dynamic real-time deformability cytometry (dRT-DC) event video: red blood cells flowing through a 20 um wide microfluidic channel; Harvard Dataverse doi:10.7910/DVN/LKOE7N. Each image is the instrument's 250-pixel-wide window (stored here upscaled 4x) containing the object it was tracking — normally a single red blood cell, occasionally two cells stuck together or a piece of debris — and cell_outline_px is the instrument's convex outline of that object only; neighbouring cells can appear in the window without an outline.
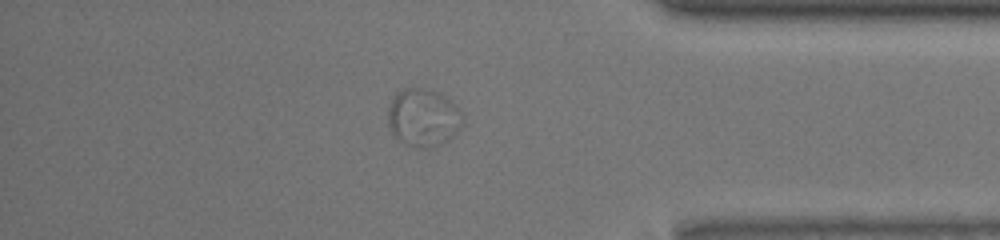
{"species": "common noctule bat (a hibernating species)", "species_latin": "Nyctalus noctula", "temperature_condition": "room temperature", "stored_images_in_passage": 53, "segment_of_instrument_passage": [2, 2], "camera_frame_rate_fps": 3000, "um_per_image_px": 0.085, "animal": {"sex": "male", "body_mass_g": 13.0, "forearm_length_mm": 53.1}, "frame": {"image": 1, "passage_image": 47, "time_ms": 15.333, "image_size_px": [1000, 240], "cell_outline_px": [[464, 124], [448, 140], [432, 148], [416, 148], [404, 144], [392, 132], [388, 124], [388, 108], [396, 92], [404, 88], [424, 88], [436, 92], [444, 96], [460, 108], [464, 116]], "centroid_in_image_um": [36.0, 10.01], "position_along_channel_um": 399.2, "area_um2": 25.37}}